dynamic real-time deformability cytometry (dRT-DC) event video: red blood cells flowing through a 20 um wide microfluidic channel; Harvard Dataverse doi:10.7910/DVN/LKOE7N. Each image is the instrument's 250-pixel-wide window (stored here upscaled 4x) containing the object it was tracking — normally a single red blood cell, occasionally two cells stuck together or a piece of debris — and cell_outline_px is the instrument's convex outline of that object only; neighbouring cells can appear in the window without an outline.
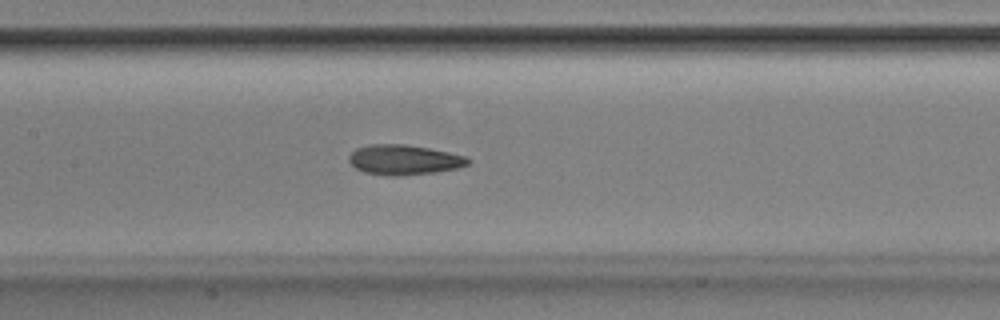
{"species": "Egyptian fruit bat (a non-hibernating species)", "species_latin": "Rousettus aegyptiacus", "temperature_condition": "room temperature", "stored_images_in_passage": 42, "camera_frame_rate_fps": 3000, "um_per_image_px": 0.085, "animal": {"sex": "male"}, "frame": {"image": 1, "passage_image": 15, "time_ms": 4.667, "image_size_px": [1000, 320], "cell_outline_px": [[472, 160], [468, 164], [456, 168], [436, 172], [396, 176], [364, 172], [356, 168], [348, 160], [348, 156], [356, 148], [372, 144], [404, 144], [428, 148], [468, 156]], "centroid_in_image_um": [34.36, 13.57], "position_along_channel_um": 173.0, "area_um2": 20.69}}
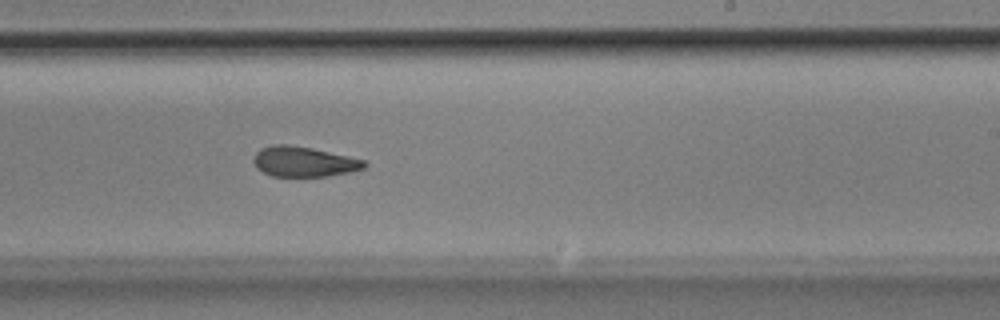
{"frame": {"image": 2, "passage_image": 22, "time_ms": 7.0, "image_size_px": [1000, 320], "cell_outline_px": [[368, 164], [364, 168], [352, 172], [328, 176], [272, 176], [256, 168], [252, 160], [256, 152], [260, 148], [272, 144], [288, 144], [312, 148], [348, 156], [364, 160]], "centroid_in_image_um": [25.81, 13.74], "position_along_channel_um": 263.2, "area_um2": 19.59}}
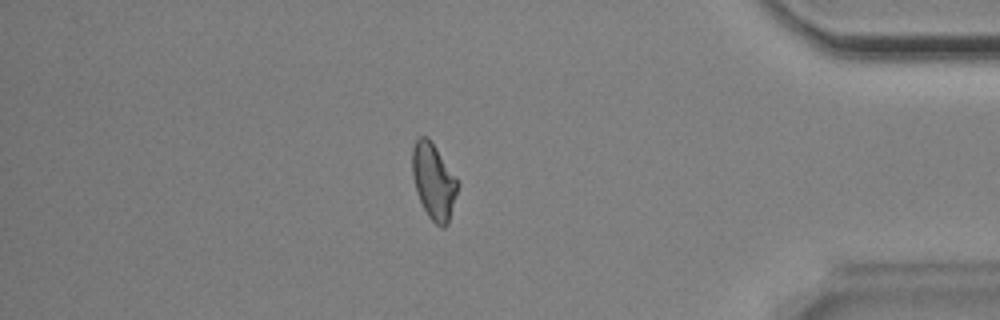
{"frame": {"image": 3, "passage_image": 35, "time_ms": 11.333, "image_size_px": [1000, 320], "cell_outline_px": [[460, 184], [448, 224], [444, 228], [440, 228], [428, 216], [416, 192], [412, 176], [412, 148], [416, 140], [420, 136], [428, 136]], "centroid_in_image_um": [36.86, 15.43], "position_along_channel_um": 398.3, "area_um2": 20.06}, "authors_computed_cell_mechanics": {"area_um2": 20.1433, "velocity_mm_per_s": 3.8766, "shape_relaxation_time_tau1_ms": 6.0269, "shape_relaxation_time_tau2_ms": 2.9377, "deformation_change_tau1": 0.1416, "deformation_change_tau2": 0.0898}}